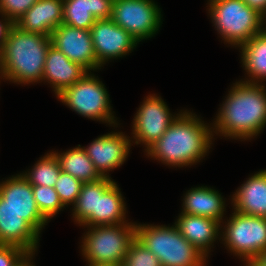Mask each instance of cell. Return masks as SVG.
I'll return each mask as SVG.
<instances>
[{
  "mask_svg": "<svg viewBox=\"0 0 266 266\" xmlns=\"http://www.w3.org/2000/svg\"><path fill=\"white\" fill-rule=\"evenodd\" d=\"M220 105L213 133L232 139H251L266 126V89L264 84L238 81Z\"/></svg>",
  "mask_w": 266,
  "mask_h": 266,
  "instance_id": "1",
  "label": "cell"
},
{
  "mask_svg": "<svg viewBox=\"0 0 266 266\" xmlns=\"http://www.w3.org/2000/svg\"><path fill=\"white\" fill-rule=\"evenodd\" d=\"M214 134L209 124L187 110L180 111L167 131L145 152L173 167L191 166L207 155Z\"/></svg>",
  "mask_w": 266,
  "mask_h": 266,
  "instance_id": "2",
  "label": "cell"
},
{
  "mask_svg": "<svg viewBox=\"0 0 266 266\" xmlns=\"http://www.w3.org/2000/svg\"><path fill=\"white\" fill-rule=\"evenodd\" d=\"M51 38L26 32L15 24L0 51V73L6 81L17 84L42 82L44 63Z\"/></svg>",
  "mask_w": 266,
  "mask_h": 266,
  "instance_id": "3",
  "label": "cell"
},
{
  "mask_svg": "<svg viewBox=\"0 0 266 266\" xmlns=\"http://www.w3.org/2000/svg\"><path fill=\"white\" fill-rule=\"evenodd\" d=\"M136 239L160 260L162 266H206V257L175 225L136 224Z\"/></svg>",
  "mask_w": 266,
  "mask_h": 266,
  "instance_id": "4",
  "label": "cell"
},
{
  "mask_svg": "<svg viewBox=\"0 0 266 266\" xmlns=\"http://www.w3.org/2000/svg\"><path fill=\"white\" fill-rule=\"evenodd\" d=\"M212 23L228 44L240 47L264 30V18L243 0H215L208 3Z\"/></svg>",
  "mask_w": 266,
  "mask_h": 266,
  "instance_id": "5",
  "label": "cell"
},
{
  "mask_svg": "<svg viewBox=\"0 0 266 266\" xmlns=\"http://www.w3.org/2000/svg\"><path fill=\"white\" fill-rule=\"evenodd\" d=\"M87 228L81 250L88 266L123 263L131 243L136 239V224L132 222Z\"/></svg>",
  "mask_w": 266,
  "mask_h": 266,
  "instance_id": "6",
  "label": "cell"
},
{
  "mask_svg": "<svg viewBox=\"0 0 266 266\" xmlns=\"http://www.w3.org/2000/svg\"><path fill=\"white\" fill-rule=\"evenodd\" d=\"M92 72H87L72 86L64 89L57 98L85 118L118 125L112 112L110 98L105 85Z\"/></svg>",
  "mask_w": 266,
  "mask_h": 266,
  "instance_id": "7",
  "label": "cell"
},
{
  "mask_svg": "<svg viewBox=\"0 0 266 266\" xmlns=\"http://www.w3.org/2000/svg\"><path fill=\"white\" fill-rule=\"evenodd\" d=\"M219 241L242 258L245 266L259 253L266 250V218L241 214L233 211L225 223ZM222 236V237H221Z\"/></svg>",
  "mask_w": 266,
  "mask_h": 266,
  "instance_id": "8",
  "label": "cell"
},
{
  "mask_svg": "<svg viewBox=\"0 0 266 266\" xmlns=\"http://www.w3.org/2000/svg\"><path fill=\"white\" fill-rule=\"evenodd\" d=\"M161 18V10L153 0H113L111 19L138 43L158 32Z\"/></svg>",
  "mask_w": 266,
  "mask_h": 266,
  "instance_id": "9",
  "label": "cell"
},
{
  "mask_svg": "<svg viewBox=\"0 0 266 266\" xmlns=\"http://www.w3.org/2000/svg\"><path fill=\"white\" fill-rule=\"evenodd\" d=\"M172 115L160 96L150 94L144 98L133 119L132 134L135 144H143L145 151L154 144L177 118Z\"/></svg>",
  "mask_w": 266,
  "mask_h": 266,
  "instance_id": "10",
  "label": "cell"
},
{
  "mask_svg": "<svg viewBox=\"0 0 266 266\" xmlns=\"http://www.w3.org/2000/svg\"><path fill=\"white\" fill-rule=\"evenodd\" d=\"M90 31L95 56L101 66L112 59L126 56L138 44L129 32L112 19L96 20Z\"/></svg>",
  "mask_w": 266,
  "mask_h": 266,
  "instance_id": "11",
  "label": "cell"
},
{
  "mask_svg": "<svg viewBox=\"0 0 266 266\" xmlns=\"http://www.w3.org/2000/svg\"><path fill=\"white\" fill-rule=\"evenodd\" d=\"M52 46L64 53L73 62L81 64L88 71L101 69L97 62L90 30L61 24L50 36Z\"/></svg>",
  "mask_w": 266,
  "mask_h": 266,
  "instance_id": "12",
  "label": "cell"
},
{
  "mask_svg": "<svg viewBox=\"0 0 266 266\" xmlns=\"http://www.w3.org/2000/svg\"><path fill=\"white\" fill-rule=\"evenodd\" d=\"M0 196L7 206L21 215L39 234L49 222L36 204L32 185L21 173L0 182Z\"/></svg>",
  "mask_w": 266,
  "mask_h": 266,
  "instance_id": "13",
  "label": "cell"
},
{
  "mask_svg": "<svg viewBox=\"0 0 266 266\" xmlns=\"http://www.w3.org/2000/svg\"><path fill=\"white\" fill-rule=\"evenodd\" d=\"M130 139L123 132H111L94 139L83 149L98 173L102 177H109L108 171L120 167L126 161L131 147Z\"/></svg>",
  "mask_w": 266,
  "mask_h": 266,
  "instance_id": "14",
  "label": "cell"
},
{
  "mask_svg": "<svg viewBox=\"0 0 266 266\" xmlns=\"http://www.w3.org/2000/svg\"><path fill=\"white\" fill-rule=\"evenodd\" d=\"M120 190L118 184L111 177H102L97 180L96 212L83 226L129 223L128 220H125L126 205Z\"/></svg>",
  "mask_w": 266,
  "mask_h": 266,
  "instance_id": "15",
  "label": "cell"
},
{
  "mask_svg": "<svg viewBox=\"0 0 266 266\" xmlns=\"http://www.w3.org/2000/svg\"><path fill=\"white\" fill-rule=\"evenodd\" d=\"M39 235L21 215L7 206L0 196V244L21 247L33 257L38 248Z\"/></svg>",
  "mask_w": 266,
  "mask_h": 266,
  "instance_id": "16",
  "label": "cell"
},
{
  "mask_svg": "<svg viewBox=\"0 0 266 266\" xmlns=\"http://www.w3.org/2000/svg\"><path fill=\"white\" fill-rule=\"evenodd\" d=\"M87 72L81 64L73 62L54 46H50L44 63L42 81L48 82L59 95L64 89L72 86L80 80Z\"/></svg>",
  "mask_w": 266,
  "mask_h": 266,
  "instance_id": "17",
  "label": "cell"
},
{
  "mask_svg": "<svg viewBox=\"0 0 266 266\" xmlns=\"http://www.w3.org/2000/svg\"><path fill=\"white\" fill-rule=\"evenodd\" d=\"M63 0H38L14 24L26 32L51 36L62 24Z\"/></svg>",
  "mask_w": 266,
  "mask_h": 266,
  "instance_id": "18",
  "label": "cell"
},
{
  "mask_svg": "<svg viewBox=\"0 0 266 266\" xmlns=\"http://www.w3.org/2000/svg\"><path fill=\"white\" fill-rule=\"evenodd\" d=\"M174 224L181 235L207 258L223 227L214 219L184 213H180Z\"/></svg>",
  "mask_w": 266,
  "mask_h": 266,
  "instance_id": "19",
  "label": "cell"
},
{
  "mask_svg": "<svg viewBox=\"0 0 266 266\" xmlns=\"http://www.w3.org/2000/svg\"><path fill=\"white\" fill-rule=\"evenodd\" d=\"M113 0H63L65 25L90 30L96 20L111 19Z\"/></svg>",
  "mask_w": 266,
  "mask_h": 266,
  "instance_id": "20",
  "label": "cell"
},
{
  "mask_svg": "<svg viewBox=\"0 0 266 266\" xmlns=\"http://www.w3.org/2000/svg\"><path fill=\"white\" fill-rule=\"evenodd\" d=\"M234 211L266 218V170L249 177L232 197Z\"/></svg>",
  "mask_w": 266,
  "mask_h": 266,
  "instance_id": "21",
  "label": "cell"
},
{
  "mask_svg": "<svg viewBox=\"0 0 266 266\" xmlns=\"http://www.w3.org/2000/svg\"><path fill=\"white\" fill-rule=\"evenodd\" d=\"M182 212L214 219L222 223L225 200L221 194L207 186H199L188 190L183 198Z\"/></svg>",
  "mask_w": 266,
  "mask_h": 266,
  "instance_id": "22",
  "label": "cell"
},
{
  "mask_svg": "<svg viewBox=\"0 0 266 266\" xmlns=\"http://www.w3.org/2000/svg\"><path fill=\"white\" fill-rule=\"evenodd\" d=\"M239 48L242 65L249 77L243 82L261 84L266 80V31L256 34Z\"/></svg>",
  "mask_w": 266,
  "mask_h": 266,
  "instance_id": "23",
  "label": "cell"
},
{
  "mask_svg": "<svg viewBox=\"0 0 266 266\" xmlns=\"http://www.w3.org/2000/svg\"><path fill=\"white\" fill-rule=\"evenodd\" d=\"M53 153L59 162L61 171L72 175L82 183L93 182L102 178L81 145L63 153H56V151Z\"/></svg>",
  "mask_w": 266,
  "mask_h": 266,
  "instance_id": "24",
  "label": "cell"
},
{
  "mask_svg": "<svg viewBox=\"0 0 266 266\" xmlns=\"http://www.w3.org/2000/svg\"><path fill=\"white\" fill-rule=\"evenodd\" d=\"M61 168L53 152L47 153L30 171L21 173L31 185L54 187Z\"/></svg>",
  "mask_w": 266,
  "mask_h": 266,
  "instance_id": "25",
  "label": "cell"
},
{
  "mask_svg": "<svg viewBox=\"0 0 266 266\" xmlns=\"http://www.w3.org/2000/svg\"><path fill=\"white\" fill-rule=\"evenodd\" d=\"M97 204V181L83 183L76 203L73 205V218L83 225L95 212Z\"/></svg>",
  "mask_w": 266,
  "mask_h": 266,
  "instance_id": "26",
  "label": "cell"
},
{
  "mask_svg": "<svg viewBox=\"0 0 266 266\" xmlns=\"http://www.w3.org/2000/svg\"><path fill=\"white\" fill-rule=\"evenodd\" d=\"M33 196L41 214L52 219L65 206L62 204L54 187L32 185Z\"/></svg>",
  "mask_w": 266,
  "mask_h": 266,
  "instance_id": "27",
  "label": "cell"
},
{
  "mask_svg": "<svg viewBox=\"0 0 266 266\" xmlns=\"http://www.w3.org/2000/svg\"><path fill=\"white\" fill-rule=\"evenodd\" d=\"M82 182L70 174L60 172L54 189L59 195V198L64 206L76 203L80 193Z\"/></svg>",
  "mask_w": 266,
  "mask_h": 266,
  "instance_id": "28",
  "label": "cell"
},
{
  "mask_svg": "<svg viewBox=\"0 0 266 266\" xmlns=\"http://www.w3.org/2000/svg\"><path fill=\"white\" fill-rule=\"evenodd\" d=\"M123 266H162L160 260L135 239L123 260Z\"/></svg>",
  "mask_w": 266,
  "mask_h": 266,
  "instance_id": "29",
  "label": "cell"
},
{
  "mask_svg": "<svg viewBox=\"0 0 266 266\" xmlns=\"http://www.w3.org/2000/svg\"><path fill=\"white\" fill-rule=\"evenodd\" d=\"M31 258L21 247L0 244V266H24Z\"/></svg>",
  "mask_w": 266,
  "mask_h": 266,
  "instance_id": "30",
  "label": "cell"
},
{
  "mask_svg": "<svg viewBox=\"0 0 266 266\" xmlns=\"http://www.w3.org/2000/svg\"><path fill=\"white\" fill-rule=\"evenodd\" d=\"M37 1L38 0H0V13L4 14L15 23Z\"/></svg>",
  "mask_w": 266,
  "mask_h": 266,
  "instance_id": "31",
  "label": "cell"
},
{
  "mask_svg": "<svg viewBox=\"0 0 266 266\" xmlns=\"http://www.w3.org/2000/svg\"><path fill=\"white\" fill-rule=\"evenodd\" d=\"M2 21H0V51L2 50L4 43L8 37L9 31L11 27L14 25V23L6 17L4 14L0 13Z\"/></svg>",
  "mask_w": 266,
  "mask_h": 266,
  "instance_id": "32",
  "label": "cell"
},
{
  "mask_svg": "<svg viewBox=\"0 0 266 266\" xmlns=\"http://www.w3.org/2000/svg\"><path fill=\"white\" fill-rule=\"evenodd\" d=\"M247 6L256 10L263 17L266 15V0H243Z\"/></svg>",
  "mask_w": 266,
  "mask_h": 266,
  "instance_id": "33",
  "label": "cell"
},
{
  "mask_svg": "<svg viewBox=\"0 0 266 266\" xmlns=\"http://www.w3.org/2000/svg\"><path fill=\"white\" fill-rule=\"evenodd\" d=\"M247 266H266V250L257 254Z\"/></svg>",
  "mask_w": 266,
  "mask_h": 266,
  "instance_id": "34",
  "label": "cell"
},
{
  "mask_svg": "<svg viewBox=\"0 0 266 266\" xmlns=\"http://www.w3.org/2000/svg\"><path fill=\"white\" fill-rule=\"evenodd\" d=\"M89 266H123L122 263H106V264H96V265H89Z\"/></svg>",
  "mask_w": 266,
  "mask_h": 266,
  "instance_id": "35",
  "label": "cell"
},
{
  "mask_svg": "<svg viewBox=\"0 0 266 266\" xmlns=\"http://www.w3.org/2000/svg\"><path fill=\"white\" fill-rule=\"evenodd\" d=\"M32 259L33 257L24 266H35L33 265V262H31Z\"/></svg>",
  "mask_w": 266,
  "mask_h": 266,
  "instance_id": "36",
  "label": "cell"
},
{
  "mask_svg": "<svg viewBox=\"0 0 266 266\" xmlns=\"http://www.w3.org/2000/svg\"><path fill=\"white\" fill-rule=\"evenodd\" d=\"M263 18H264V21L266 22V15ZM264 31H266V27H264Z\"/></svg>",
  "mask_w": 266,
  "mask_h": 266,
  "instance_id": "37",
  "label": "cell"
}]
</instances>
